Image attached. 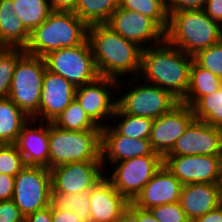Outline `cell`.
<instances>
[{
  "label": "cell",
  "instance_id": "cell-1",
  "mask_svg": "<svg viewBox=\"0 0 222 222\" xmlns=\"http://www.w3.org/2000/svg\"><path fill=\"white\" fill-rule=\"evenodd\" d=\"M88 41L100 76L118 81L121 75L133 73L134 78L128 86L141 80L138 74L143 48L137 43L123 38L105 23L88 26Z\"/></svg>",
  "mask_w": 222,
  "mask_h": 222
},
{
  "label": "cell",
  "instance_id": "cell-2",
  "mask_svg": "<svg viewBox=\"0 0 222 222\" xmlns=\"http://www.w3.org/2000/svg\"><path fill=\"white\" fill-rule=\"evenodd\" d=\"M193 60V56L164 40L155 47L142 50L139 76L144 82L169 91L181 101L188 89Z\"/></svg>",
  "mask_w": 222,
  "mask_h": 222
},
{
  "label": "cell",
  "instance_id": "cell-3",
  "mask_svg": "<svg viewBox=\"0 0 222 222\" xmlns=\"http://www.w3.org/2000/svg\"><path fill=\"white\" fill-rule=\"evenodd\" d=\"M165 40L194 56L222 40V25L203 9L169 11Z\"/></svg>",
  "mask_w": 222,
  "mask_h": 222
},
{
  "label": "cell",
  "instance_id": "cell-4",
  "mask_svg": "<svg viewBox=\"0 0 222 222\" xmlns=\"http://www.w3.org/2000/svg\"><path fill=\"white\" fill-rule=\"evenodd\" d=\"M88 39V25L74 12L52 11L31 33L25 52L44 57L48 53L83 44Z\"/></svg>",
  "mask_w": 222,
  "mask_h": 222
},
{
  "label": "cell",
  "instance_id": "cell-5",
  "mask_svg": "<svg viewBox=\"0 0 222 222\" xmlns=\"http://www.w3.org/2000/svg\"><path fill=\"white\" fill-rule=\"evenodd\" d=\"M101 160V130L70 131L49 122V169Z\"/></svg>",
  "mask_w": 222,
  "mask_h": 222
},
{
  "label": "cell",
  "instance_id": "cell-6",
  "mask_svg": "<svg viewBox=\"0 0 222 222\" xmlns=\"http://www.w3.org/2000/svg\"><path fill=\"white\" fill-rule=\"evenodd\" d=\"M46 64L43 57L24 53L15 65L9 96L36 123Z\"/></svg>",
  "mask_w": 222,
  "mask_h": 222
},
{
  "label": "cell",
  "instance_id": "cell-7",
  "mask_svg": "<svg viewBox=\"0 0 222 222\" xmlns=\"http://www.w3.org/2000/svg\"><path fill=\"white\" fill-rule=\"evenodd\" d=\"M43 58L47 70L63 76L76 88L100 76L88 39L79 46L52 51Z\"/></svg>",
  "mask_w": 222,
  "mask_h": 222
},
{
  "label": "cell",
  "instance_id": "cell-8",
  "mask_svg": "<svg viewBox=\"0 0 222 222\" xmlns=\"http://www.w3.org/2000/svg\"><path fill=\"white\" fill-rule=\"evenodd\" d=\"M51 198L50 169L26 165L15 176L12 200L25 217L50 206Z\"/></svg>",
  "mask_w": 222,
  "mask_h": 222
},
{
  "label": "cell",
  "instance_id": "cell-9",
  "mask_svg": "<svg viewBox=\"0 0 222 222\" xmlns=\"http://www.w3.org/2000/svg\"><path fill=\"white\" fill-rule=\"evenodd\" d=\"M106 178L115 189L130 202L142 191L143 187L163 165V157L154 152L152 155L135 157L120 161ZM108 176V177H107Z\"/></svg>",
  "mask_w": 222,
  "mask_h": 222
},
{
  "label": "cell",
  "instance_id": "cell-10",
  "mask_svg": "<svg viewBox=\"0 0 222 222\" xmlns=\"http://www.w3.org/2000/svg\"><path fill=\"white\" fill-rule=\"evenodd\" d=\"M136 83L134 88L116 99V106L126 114L156 119L169 112L180 101L169 91L149 83ZM145 84V85H144Z\"/></svg>",
  "mask_w": 222,
  "mask_h": 222
},
{
  "label": "cell",
  "instance_id": "cell-11",
  "mask_svg": "<svg viewBox=\"0 0 222 222\" xmlns=\"http://www.w3.org/2000/svg\"><path fill=\"white\" fill-rule=\"evenodd\" d=\"M52 194L89 192L105 175L102 161H84L50 169Z\"/></svg>",
  "mask_w": 222,
  "mask_h": 222
},
{
  "label": "cell",
  "instance_id": "cell-12",
  "mask_svg": "<svg viewBox=\"0 0 222 222\" xmlns=\"http://www.w3.org/2000/svg\"><path fill=\"white\" fill-rule=\"evenodd\" d=\"M123 38L137 43L143 49L158 45L165 40V31L150 17L120 6L105 23ZM155 41V42H154Z\"/></svg>",
  "mask_w": 222,
  "mask_h": 222
},
{
  "label": "cell",
  "instance_id": "cell-13",
  "mask_svg": "<svg viewBox=\"0 0 222 222\" xmlns=\"http://www.w3.org/2000/svg\"><path fill=\"white\" fill-rule=\"evenodd\" d=\"M121 85L117 79L99 76L96 80L76 88L75 99L85 113L99 126L104 127L106 118H112L116 109V96L111 90ZM110 91V92H109ZM114 98V99H111ZM104 123H103V121Z\"/></svg>",
  "mask_w": 222,
  "mask_h": 222
},
{
  "label": "cell",
  "instance_id": "cell-14",
  "mask_svg": "<svg viewBox=\"0 0 222 222\" xmlns=\"http://www.w3.org/2000/svg\"><path fill=\"white\" fill-rule=\"evenodd\" d=\"M163 165L183 185L203 183L217 184L222 166V156H164Z\"/></svg>",
  "mask_w": 222,
  "mask_h": 222
},
{
  "label": "cell",
  "instance_id": "cell-15",
  "mask_svg": "<svg viewBox=\"0 0 222 222\" xmlns=\"http://www.w3.org/2000/svg\"><path fill=\"white\" fill-rule=\"evenodd\" d=\"M194 119L192 108L181 102L154 119L149 138L152 150L162 157L167 155Z\"/></svg>",
  "mask_w": 222,
  "mask_h": 222
},
{
  "label": "cell",
  "instance_id": "cell-16",
  "mask_svg": "<svg viewBox=\"0 0 222 222\" xmlns=\"http://www.w3.org/2000/svg\"><path fill=\"white\" fill-rule=\"evenodd\" d=\"M222 156V129L194 119L165 156Z\"/></svg>",
  "mask_w": 222,
  "mask_h": 222
},
{
  "label": "cell",
  "instance_id": "cell-17",
  "mask_svg": "<svg viewBox=\"0 0 222 222\" xmlns=\"http://www.w3.org/2000/svg\"><path fill=\"white\" fill-rule=\"evenodd\" d=\"M75 94L76 87L73 84L46 69L39 103V120L51 122L69 106Z\"/></svg>",
  "mask_w": 222,
  "mask_h": 222
},
{
  "label": "cell",
  "instance_id": "cell-18",
  "mask_svg": "<svg viewBox=\"0 0 222 222\" xmlns=\"http://www.w3.org/2000/svg\"><path fill=\"white\" fill-rule=\"evenodd\" d=\"M153 153L149 139H133L120 135L109 124H105L101 128V160L103 168L106 166V159L107 162L109 160L110 164L113 165V163L152 155Z\"/></svg>",
  "mask_w": 222,
  "mask_h": 222
},
{
  "label": "cell",
  "instance_id": "cell-19",
  "mask_svg": "<svg viewBox=\"0 0 222 222\" xmlns=\"http://www.w3.org/2000/svg\"><path fill=\"white\" fill-rule=\"evenodd\" d=\"M182 186L183 184L162 165L132 203L146 210L168 203H177Z\"/></svg>",
  "mask_w": 222,
  "mask_h": 222
},
{
  "label": "cell",
  "instance_id": "cell-20",
  "mask_svg": "<svg viewBox=\"0 0 222 222\" xmlns=\"http://www.w3.org/2000/svg\"><path fill=\"white\" fill-rule=\"evenodd\" d=\"M88 194L91 222H116L130 204L106 176Z\"/></svg>",
  "mask_w": 222,
  "mask_h": 222
},
{
  "label": "cell",
  "instance_id": "cell-21",
  "mask_svg": "<svg viewBox=\"0 0 222 222\" xmlns=\"http://www.w3.org/2000/svg\"><path fill=\"white\" fill-rule=\"evenodd\" d=\"M33 121L30 119L22 127L14 145L27 166H42L49 169V122L32 127Z\"/></svg>",
  "mask_w": 222,
  "mask_h": 222
},
{
  "label": "cell",
  "instance_id": "cell-22",
  "mask_svg": "<svg viewBox=\"0 0 222 222\" xmlns=\"http://www.w3.org/2000/svg\"><path fill=\"white\" fill-rule=\"evenodd\" d=\"M179 203L189 221L205 215L222 204L217 184H184Z\"/></svg>",
  "mask_w": 222,
  "mask_h": 222
},
{
  "label": "cell",
  "instance_id": "cell-23",
  "mask_svg": "<svg viewBox=\"0 0 222 222\" xmlns=\"http://www.w3.org/2000/svg\"><path fill=\"white\" fill-rule=\"evenodd\" d=\"M30 32L14 12L13 0H0V47L25 48Z\"/></svg>",
  "mask_w": 222,
  "mask_h": 222
},
{
  "label": "cell",
  "instance_id": "cell-24",
  "mask_svg": "<svg viewBox=\"0 0 222 222\" xmlns=\"http://www.w3.org/2000/svg\"><path fill=\"white\" fill-rule=\"evenodd\" d=\"M222 85V79L199 66L194 60L190 68L189 85L185 97L180 101L192 106L200 97L213 94Z\"/></svg>",
  "mask_w": 222,
  "mask_h": 222
},
{
  "label": "cell",
  "instance_id": "cell-25",
  "mask_svg": "<svg viewBox=\"0 0 222 222\" xmlns=\"http://www.w3.org/2000/svg\"><path fill=\"white\" fill-rule=\"evenodd\" d=\"M30 118L10 98L0 99V145L15 144Z\"/></svg>",
  "mask_w": 222,
  "mask_h": 222
},
{
  "label": "cell",
  "instance_id": "cell-26",
  "mask_svg": "<svg viewBox=\"0 0 222 222\" xmlns=\"http://www.w3.org/2000/svg\"><path fill=\"white\" fill-rule=\"evenodd\" d=\"M119 7V0H77L74 13L88 26L103 24Z\"/></svg>",
  "mask_w": 222,
  "mask_h": 222
},
{
  "label": "cell",
  "instance_id": "cell-27",
  "mask_svg": "<svg viewBox=\"0 0 222 222\" xmlns=\"http://www.w3.org/2000/svg\"><path fill=\"white\" fill-rule=\"evenodd\" d=\"M14 12L31 33L52 12L49 0H13Z\"/></svg>",
  "mask_w": 222,
  "mask_h": 222
},
{
  "label": "cell",
  "instance_id": "cell-28",
  "mask_svg": "<svg viewBox=\"0 0 222 222\" xmlns=\"http://www.w3.org/2000/svg\"><path fill=\"white\" fill-rule=\"evenodd\" d=\"M57 128L70 131L101 130L74 99L69 106L51 122Z\"/></svg>",
  "mask_w": 222,
  "mask_h": 222
},
{
  "label": "cell",
  "instance_id": "cell-29",
  "mask_svg": "<svg viewBox=\"0 0 222 222\" xmlns=\"http://www.w3.org/2000/svg\"><path fill=\"white\" fill-rule=\"evenodd\" d=\"M191 108L195 119L222 129V85L213 94L200 97Z\"/></svg>",
  "mask_w": 222,
  "mask_h": 222
},
{
  "label": "cell",
  "instance_id": "cell-30",
  "mask_svg": "<svg viewBox=\"0 0 222 222\" xmlns=\"http://www.w3.org/2000/svg\"><path fill=\"white\" fill-rule=\"evenodd\" d=\"M112 117L122 119L121 121H118L116 126V121L112 122L114 124L112 127L120 135L133 139L150 138L153 119L123 113L117 106Z\"/></svg>",
  "mask_w": 222,
  "mask_h": 222
},
{
  "label": "cell",
  "instance_id": "cell-31",
  "mask_svg": "<svg viewBox=\"0 0 222 222\" xmlns=\"http://www.w3.org/2000/svg\"><path fill=\"white\" fill-rule=\"evenodd\" d=\"M119 6L153 19L164 31L169 23L167 0H119Z\"/></svg>",
  "mask_w": 222,
  "mask_h": 222
},
{
  "label": "cell",
  "instance_id": "cell-32",
  "mask_svg": "<svg viewBox=\"0 0 222 222\" xmlns=\"http://www.w3.org/2000/svg\"><path fill=\"white\" fill-rule=\"evenodd\" d=\"M51 203L58 209L73 211L83 222H91L88 192L75 194H52Z\"/></svg>",
  "mask_w": 222,
  "mask_h": 222
},
{
  "label": "cell",
  "instance_id": "cell-33",
  "mask_svg": "<svg viewBox=\"0 0 222 222\" xmlns=\"http://www.w3.org/2000/svg\"><path fill=\"white\" fill-rule=\"evenodd\" d=\"M24 53L23 48L0 47V99L8 98L15 65Z\"/></svg>",
  "mask_w": 222,
  "mask_h": 222
},
{
  "label": "cell",
  "instance_id": "cell-34",
  "mask_svg": "<svg viewBox=\"0 0 222 222\" xmlns=\"http://www.w3.org/2000/svg\"><path fill=\"white\" fill-rule=\"evenodd\" d=\"M194 61L222 79V40L193 56Z\"/></svg>",
  "mask_w": 222,
  "mask_h": 222
},
{
  "label": "cell",
  "instance_id": "cell-35",
  "mask_svg": "<svg viewBox=\"0 0 222 222\" xmlns=\"http://www.w3.org/2000/svg\"><path fill=\"white\" fill-rule=\"evenodd\" d=\"M25 166L23 156L14 144L0 145V174L15 177Z\"/></svg>",
  "mask_w": 222,
  "mask_h": 222
},
{
  "label": "cell",
  "instance_id": "cell-36",
  "mask_svg": "<svg viewBox=\"0 0 222 222\" xmlns=\"http://www.w3.org/2000/svg\"><path fill=\"white\" fill-rule=\"evenodd\" d=\"M159 222H190L179 202L148 209Z\"/></svg>",
  "mask_w": 222,
  "mask_h": 222
},
{
  "label": "cell",
  "instance_id": "cell-37",
  "mask_svg": "<svg viewBox=\"0 0 222 222\" xmlns=\"http://www.w3.org/2000/svg\"><path fill=\"white\" fill-rule=\"evenodd\" d=\"M25 216L12 199L0 201V222H24Z\"/></svg>",
  "mask_w": 222,
  "mask_h": 222
},
{
  "label": "cell",
  "instance_id": "cell-38",
  "mask_svg": "<svg viewBox=\"0 0 222 222\" xmlns=\"http://www.w3.org/2000/svg\"><path fill=\"white\" fill-rule=\"evenodd\" d=\"M207 0H167L168 11L203 9Z\"/></svg>",
  "mask_w": 222,
  "mask_h": 222
},
{
  "label": "cell",
  "instance_id": "cell-39",
  "mask_svg": "<svg viewBox=\"0 0 222 222\" xmlns=\"http://www.w3.org/2000/svg\"><path fill=\"white\" fill-rule=\"evenodd\" d=\"M14 176L0 174V201L10 200L14 193Z\"/></svg>",
  "mask_w": 222,
  "mask_h": 222
},
{
  "label": "cell",
  "instance_id": "cell-40",
  "mask_svg": "<svg viewBox=\"0 0 222 222\" xmlns=\"http://www.w3.org/2000/svg\"><path fill=\"white\" fill-rule=\"evenodd\" d=\"M203 10L212 20L222 25V0H207Z\"/></svg>",
  "mask_w": 222,
  "mask_h": 222
},
{
  "label": "cell",
  "instance_id": "cell-41",
  "mask_svg": "<svg viewBox=\"0 0 222 222\" xmlns=\"http://www.w3.org/2000/svg\"><path fill=\"white\" fill-rule=\"evenodd\" d=\"M52 222H83L73 211L58 209L52 204Z\"/></svg>",
  "mask_w": 222,
  "mask_h": 222
},
{
  "label": "cell",
  "instance_id": "cell-42",
  "mask_svg": "<svg viewBox=\"0 0 222 222\" xmlns=\"http://www.w3.org/2000/svg\"><path fill=\"white\" fill-rule=\"evenodd\" d=\"M24 222H52V203L44 209L27 215Z\"/></svg>",
  "mask_w": 222,
  "mask_h": 222
},
{
  "label": "cell",
  "instance_id": "cell-43",
  "mask_svg": "<svg viewBox=\"0 0 222 222\" xmlns=\"http://www.w3.org/2000/svg\"><path fill=\"white\" fill-rule=\"evenodd\" d=\"M77 0H49L52 11L74 12Z\"/></svg>",
  "mask_w": 222,
  "mask_h": 222
},
{
  "label": "cell",
  "instance_id": "cell-44",
  "mask_svg": "<svg viewBox=\"0 0 222 222\" xmlns=\"http://www.w3.org/2000/svg\"><path fill=\"white\" fill-rule=\"evenodd\" d=\"M190 222H222V204Z\"/></svg>",
  "mask_w": 222,
  "mask_h": 222
},
{
  "label": "cell",
  "instance_id": "cell-45",
  "mask_svg": "<svg viewBox=\"0 0 222 222\" xmlns=\"http://www.w3.org/2000/svg\"><path fill=\"white\" fill-rule=\"evenodd\" d=\"M116 222H138V207L130 202L127 209Z\"/></svg>",
  "mask_w": 222,
  "mask_h": 222
},
{
  "label": "cell",
  "instance_id": "cell-46",
  "mask_svg": "<svg viewBox=\"0 0 222 222\" xmlns=\"http://www.w3.org/2000/svg\"><path fill=\"white\" fill-rule=\"evenodd\" d=\"M138 222H159L149 210L138 208Z\"/></svg>",
  "mask_w": 222,
  "mask_h": 222
},
{
  "label": "cell",
  "instance_id": "cell-47",
  "mask_svg": "<svg viewBox=\"0 0 222 222\" xmlns=\"http://www.w3.org/2000/svg\"><path fill=\"white\" fill-rule=\"evenodd\" d=\"M217 187H218L220 197H221V200H222V166H221L220 173H219V176H218Z\"/></svg>",
  "mask_w": 222,
  "mask_h": 222
}]
</instances>
